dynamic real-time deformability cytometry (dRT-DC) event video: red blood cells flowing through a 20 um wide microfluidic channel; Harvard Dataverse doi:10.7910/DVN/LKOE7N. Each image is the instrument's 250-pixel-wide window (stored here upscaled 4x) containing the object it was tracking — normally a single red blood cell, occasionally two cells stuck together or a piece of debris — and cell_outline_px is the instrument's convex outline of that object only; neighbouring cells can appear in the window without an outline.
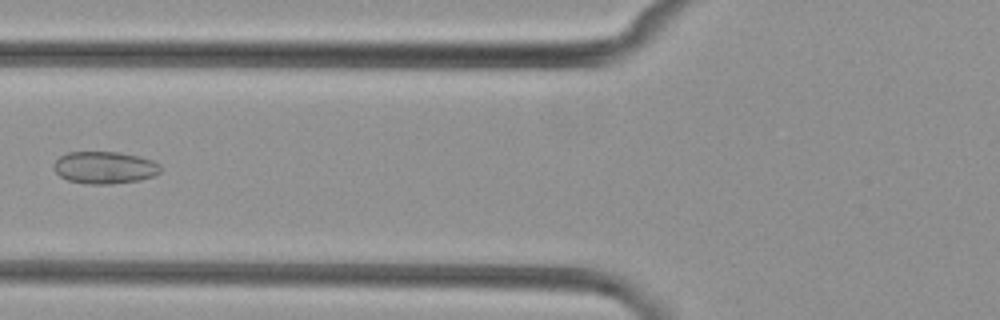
{"species": "common noctule bat (a hibernating species)", "species_latin": "Nyctalus noctula", "temperature_condition": "cold", "stored_images_in_passage": 6, "camera_frame_rate_fps": 3000, "um_per_image_px": 0.085, "animal": {"sex": "female", "body_mass_g": 29.2, "forearm_length_mm": 56.3}, "frame": {"image": 1, "passage_image": 6, "time_ms": 6.0, "image_size_px": [1000, 320], "cell_outline_px": [[160, 172], [152, 176], [140, 180], [112, 184], [88, 184], [68, 180], [60, 176], [52, 168], [52, 164], [60, 156], [68, 152], [116, 152], [140, 156], [152, 160], [160, 164]], "centroid_in_image_um": [8.87, 14.24], "position_along_channel_um": 116.9, "area_um2": 20.11}}